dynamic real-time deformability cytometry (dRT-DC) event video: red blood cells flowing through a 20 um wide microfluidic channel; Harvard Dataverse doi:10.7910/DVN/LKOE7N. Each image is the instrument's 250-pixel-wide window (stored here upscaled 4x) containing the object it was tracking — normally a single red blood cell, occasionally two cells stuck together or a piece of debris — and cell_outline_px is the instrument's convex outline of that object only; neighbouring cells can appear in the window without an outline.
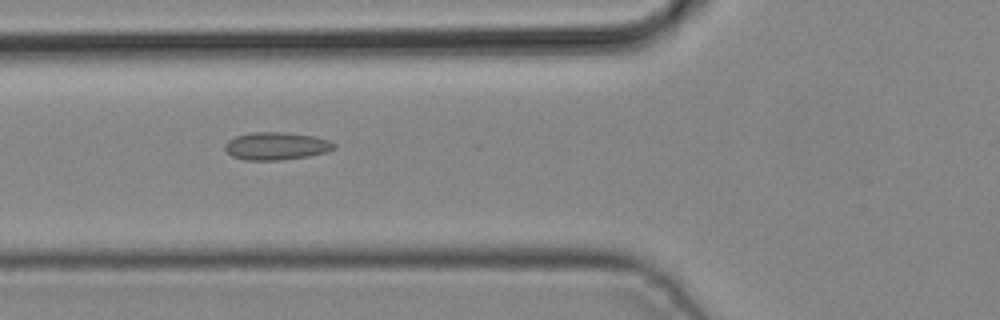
{"species": "common noctule bat (a hibernating species)", "species_latin": "Nyctalus noctula", "temperature_condition": "cold", "stored_images_in_passage": 2, "camera_frame_rate_fps": 3000, "um_per_image_px": 0.085, "animal": {"sex": "male", "body_mass_g": 19.2, "forearm_length_mm": 51.8}, "frame": {"image": 1, "passage_image": 2, "time_ms": 0.333, "image_size_px": [1000, 320], "cell_outline_px": [[336, 148], [328, 152], [308, 156], [280, 160], [244, 160], [232, 156], [224, 148], [224, 144], [228, 140], [236, 136], [252, 132], [284, 132], [316, 136], [328, 140], [336, 144]], "centroid_in_image_um": [23.5, 12.41], "position_along_channel_um": 102.3, "area_um2": 17.74}}